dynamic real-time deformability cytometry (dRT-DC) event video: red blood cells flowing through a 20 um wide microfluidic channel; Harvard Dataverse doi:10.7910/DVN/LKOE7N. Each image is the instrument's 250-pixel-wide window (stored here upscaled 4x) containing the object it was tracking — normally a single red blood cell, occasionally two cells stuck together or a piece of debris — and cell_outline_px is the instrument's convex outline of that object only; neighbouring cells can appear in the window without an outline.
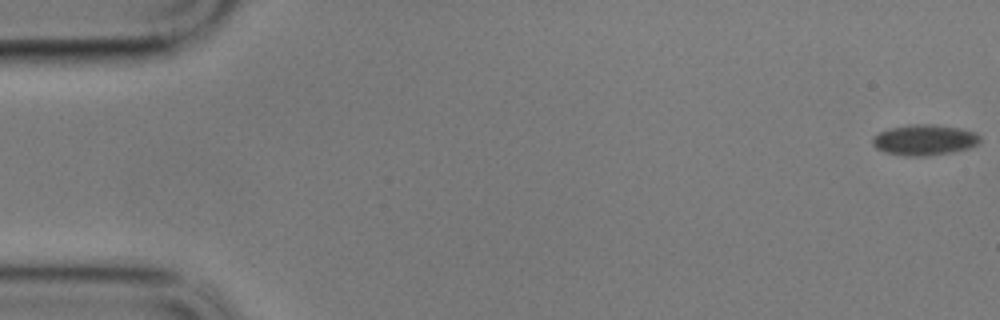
{"species": "common noctule bat (a hibernating species)", "species_latin": "Nyctalus noctula", "temperature_condition": "cold", "stored_images_in_passage": 62, "camera_frame_rate_fps": 3000, "um_per_image_px": 0.085, "animal": {"sex": "male", "body_mass_g": 17.9}, "frame": {"image": 1, "passage_image": 1, "time_ms": 0.0, "image_size_px": [1000, 320], "cell_outline_px": [[980, 140], [976, 144], [968, 148], [948, 152], [924, 156], [908, 156], [884, 152], [876, 148], [872, 144], [872, 136], [888, 128], [912, 124], [932, 124], [956, 128], [976, 132], [980, 136]], "centroid_in_image_um": [78.52, 11.88], "position_along_channel_um": 6.5, "area_um2": 19.02}}
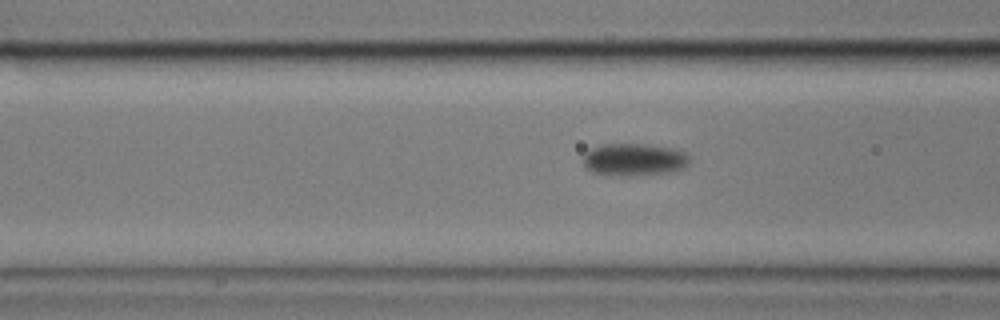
{"frame": {"image": 2, "passage_image": 24, "time_ms": 7.667, "image_size_px": [1000, 320], "cell_outline_px": [[688, 164], [684, 168], [672, 172], [628, 176], [620, 176], [592, 172], [584, 164], [584, 152], [588, 148], [600, 144], [644, 144], [668, 148], [684, 152], [688, 156]], "centroid_in_image_um": [53.85, 13.56], "position_along_channel_um": 112.7, "area_um2": 20.06}}
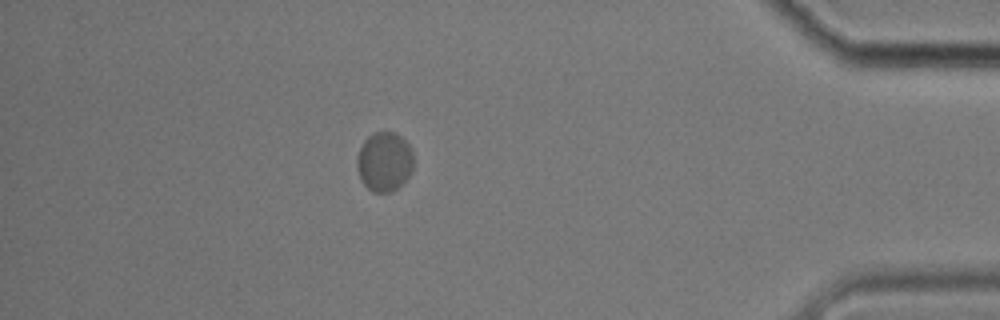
{"frame": {"image": 3, "passage_image": 55, "time_ms": 18.0, "image_size_px": [1000, 320], "cell_outline_px": [[412, 172], [392, 192], [372, 192], [360, 180], [356, 168], [356, 160], [360, 148], [364, 140], [372, 132], [392, 132], [400, 136], [408, 144], [412, 152]], "centroid_in_image_um": [32.63, 13.74], "position_along_channel_um": 402.6, "area_um2": 19.54}, "authors_computed_cell_mechanics": {"area_um2": 19.2185, "velocity_mm_per_s": 3.2317, "shape_relaxation_time_tau1_ms": 1.1738, "shape_relaxation_time_tau2_ms": null, "deformation_change_tau1": 0.0501, "deformation_change_tau2": null}}